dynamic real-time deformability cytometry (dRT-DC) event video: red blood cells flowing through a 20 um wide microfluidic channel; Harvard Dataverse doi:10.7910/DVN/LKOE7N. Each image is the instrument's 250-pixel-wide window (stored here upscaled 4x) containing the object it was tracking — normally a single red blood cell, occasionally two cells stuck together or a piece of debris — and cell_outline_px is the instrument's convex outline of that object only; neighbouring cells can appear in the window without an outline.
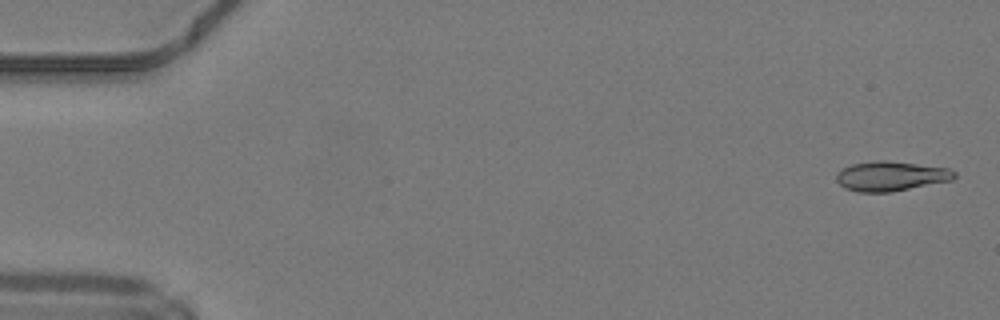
{"species": "common noctule bat (a hibernating species)", "species_latin": "Nyctalus noctula", "temperature_condition": "warm", "stored_images_in_passage": 49, "camera_frame_rate_fps": 3000, "um_per_image_px": 0.085, "animal": {"sex": "male", "body_mass_g": 19.2, "forearm_length_mm": 51.8}, "frame": {"image": 1, "passage_image": 2, "time_ms": 0.333, "image_size_px": [1000, 320], "cell_outline_px": [[956, 176], [952, 180], [892, 192], [856, 192], [844, 188], [836, 180], [836, 172], [840, 168], [852, 164], [876, 160], [888, 160], [948, 168], [956, 172]], "centroid_in_image_um": [75.69, 14.97], "position_along_channel_um": 9.3, "area_um2": 20.63}}
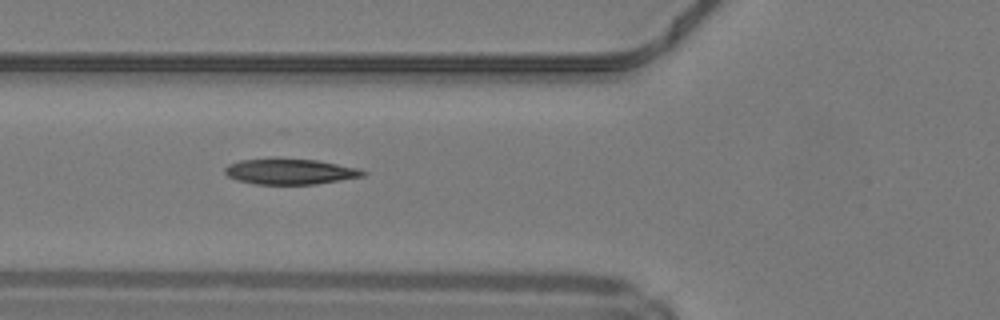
{"frame": {"image": 2, "passage_image": 19, "time_ms": 6.0, "image_size_px": [1000, 320], "cell_outline_px": [[368, 172], [364, 176], [316, 184], [256, 184], [236, 180], [228, 176], [224, 172], [224, 168], [228, 164], [240, 160], [316, 160], [356, 168]], "centroid_in_image_um": [24.64, 14.61], "position_along_channel_um": 101.2, "area_um2": 20.0}}
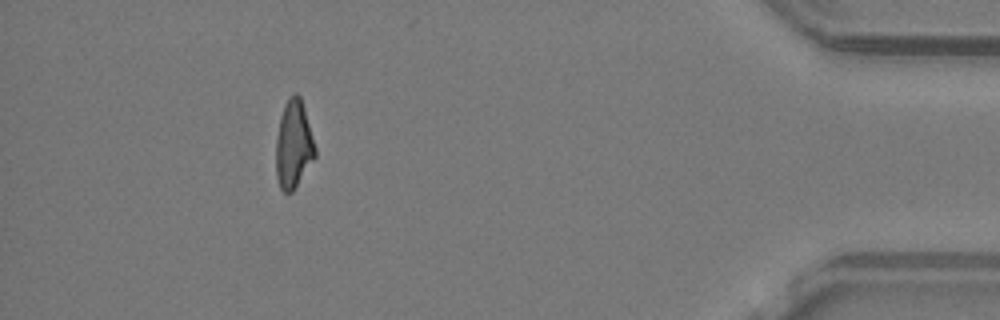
{"frame": {"image": 3, "passage_image": 45, "time_ms": 14.667, "image_size_px": [1000, 320], "cell_outline_px": [[316, 156], [292, 192], [284, 192], [280, 188], [276, 176], [276, 140], [280, 116], [284, 104], [288, 96], [292, 92], [296, 92], [300, 96], [304, 108], [316, 148]], "centroid_in_image_um": [24.94, 12.25], "position_along_channel_um": 410.3, "area_um2": 20.11}, "authors_computed_cell_mechanics": {"area_um2": 20.4612, "velocity_mm_per_s": 4.2242, "shape_relaxation_time_tau1_ms": 4.7565, "shape_relaxation_time_tau2_ms": 1.4519, "deformation_change_tau1": 0.1945, "deformation_change_tau2": 0.1043}}